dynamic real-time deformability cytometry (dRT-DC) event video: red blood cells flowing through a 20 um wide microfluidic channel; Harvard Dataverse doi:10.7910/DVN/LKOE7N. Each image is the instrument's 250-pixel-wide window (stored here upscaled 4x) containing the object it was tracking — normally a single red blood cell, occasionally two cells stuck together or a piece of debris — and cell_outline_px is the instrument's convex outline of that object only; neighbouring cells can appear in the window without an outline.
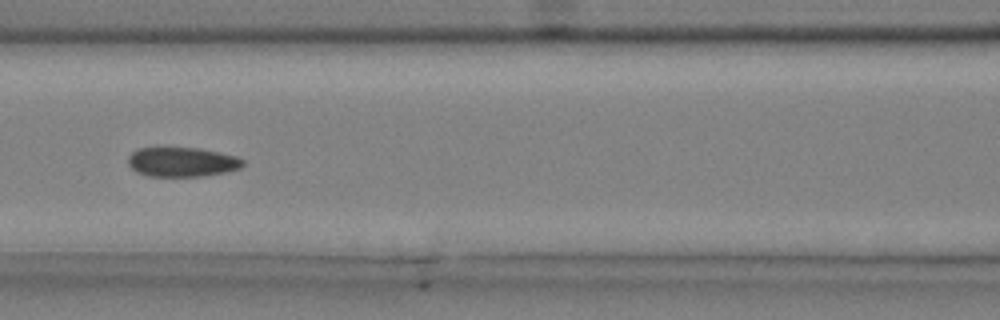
{"species": "common noctule bat (a hibernating species)", "species_latin": "Nyctalus noctula", "temperature_condition": "cold", "stored_images_in_passage": 10, "segment_of_instrument_passage": [1, 2], "camera_frame_rate_fps": 3000, "um_per_image_px": 0.085, "animal": {"sex": "male", "body_mass_g": 20.4}, "frame": {"image": 1, "passage_image": 7, "time_ms": 2.0, "image_size_px": [1000, 320], "cell_outline_px": [[244, 164], [240, 168], [224, 172], [200, 176], [148, 176], [136, 172], [128, 164], [128, 156], [132, 152], [140, 148], [200, 148], [220, 152], [236, 156], [244, 160]], "centroid_in_image_um": [15.47, 13.76], "position_along_channel_um": 151.1, "area_um2": 19.65}}
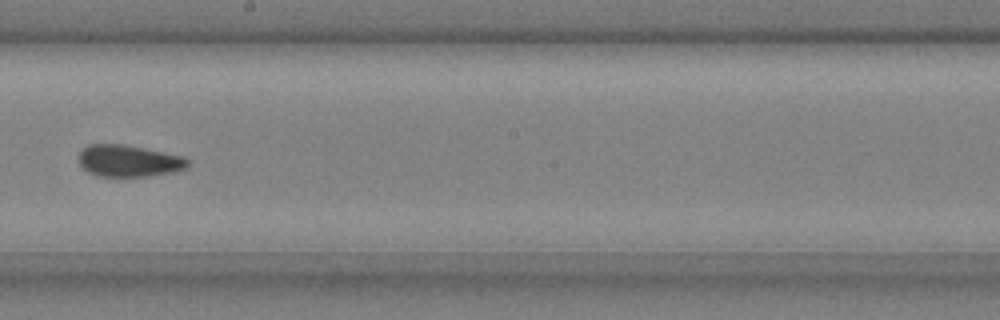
{"frame": {"image": 2, "passage_image": 9, "time_ms": 2.667, "image_size_px": [1000, 320], "cell_outline_px": [[188, 168], [172, 172], [148, 176], [96, 176], [88, 172], [80, 164], [80, 152], [88, 144], [124, 144], [184, 156], [188, 160]], "centroid_in_image_um": [10.96, 13.67], "position_along_channel_um": 237.2, "area_um2": 20.11}}